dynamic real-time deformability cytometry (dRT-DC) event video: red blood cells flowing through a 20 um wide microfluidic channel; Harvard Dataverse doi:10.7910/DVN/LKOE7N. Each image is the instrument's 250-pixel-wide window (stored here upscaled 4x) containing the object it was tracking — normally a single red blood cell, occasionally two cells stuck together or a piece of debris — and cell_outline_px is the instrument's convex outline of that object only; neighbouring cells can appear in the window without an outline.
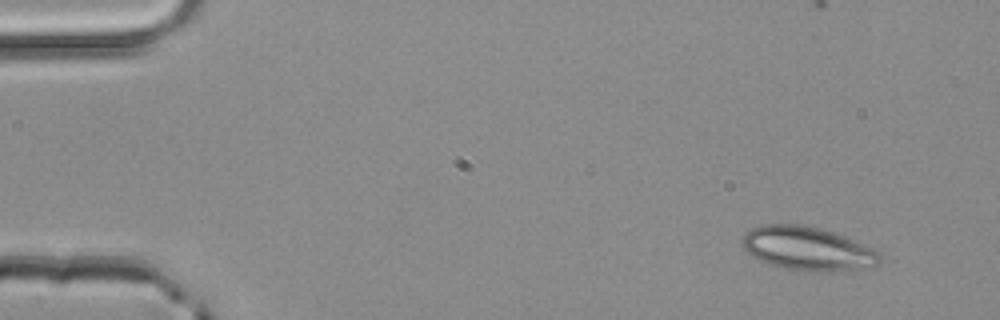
{"species": "common noctule bat (a hibernating species)", "species_latin": "Nyctalus noctula", "temperature_condition": "room temperature", "stored_images_in_passage": 3, "camera_frame_rate_fps": 3000, "um_per_image_px": 0.085, "animal": {"sex": "male", "body_mass_g": 20.4}, "frame": {"image": 1, "passage_image": 1, "time_ms": 0.0, "image_size_px": [1000, 320], "cell_outline_px": [[880, 260], [876, 264], [832, 272], [780, 268], [768, 264], [752, 256], [744, 248], [740, 240], [744, 232], [748, 228], [760, 224], [800, 224], [820, 228], [844, 236], [872, 248], [880, 252]], "centroid_in_image_um": [68.54, 21.1], "position_along_channel_um": 16.5, "area_um2": 34.85}}